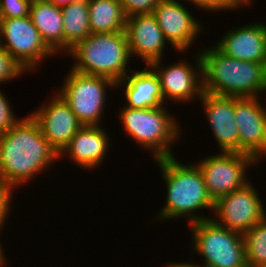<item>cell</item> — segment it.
Masks as SVG:
<instances>
[{
  "mask_svg": "<svg viewBox=\"0 0 266 267\" xmlns=\"http://www.w3.org/2000/svg\"><path fill=\"white\" fill-rule=\"evenodd\" d=\"M57 159L58 152L30 114L0 134V178L13 188L31 180Z\"/></svg>",
  "mask_w": 266,
  "mask_h": 267,
  "instance_id": "cell-1",
  "label": "cell"
},
{
  "mask_svg": "<svg viewBox=\"0 0 266 267\" xmlns=\"http://www.w3.org/2000/svg\"><path fill=\"white\" fill-rule=\"evenodd\" d=\"M200 53L203 92L237 98L266 92V63L237 60L215 46Z\"/></svg>",
  "mask_w": 266,
  "mask_h": 267,
  "instance_id": "cell-2",
  "label": "cell"
},
{
  "mask_svg": "<svg viewBox=\"0 0 266 267\" xmlns=\"http://www.w3.org/2000/svg\"><path fill=\"white\" fill-rule=\"evenodd\" d=\"M175 158L156 160L167 188L165 206L157 216L162 221L187 216L190 224L211 219L196 214L198 209H214V202L207 193L199 167L196 164L183 165Z\"/></svg>",
  "mask_w": 266,
  "mask_h": 267,
  "instance_id": "cell-3",
  "label": "cell"
},
{
  "mask_svg": "<svg viewBox=\"0 0 266 267\" xmlns=\"http://www.w3.org/2000/svg\"><path fill=\"white\" fill-rule=\"evenodd\" d=\"M67 54L77 60L72 70L79 73L106 77L115 83L128 74L131 55L125 31L92 33Z\"/></svg>",
  "mask_w": 266,
  "mask_h": 267,
  "instance_id": "cell-4",
  "label": "cell"
},
{
  "mask_svg": "<svg viewBox=\"0 0 266 267\" xmlns=\"http://www.w3.org/2000/svg\"><path fill=\"white\" fill-rule=\"evenodd\" d=\"M164 106L146 109L123 107L119 113L123 130L142 148L150 149L155 161L174 157L170 146L181 134L178 122Z\"/></svg>",
  "mask_w": 266,
  "mask_h": 267,
  "instance_id": "cell-5",
  "label": "cell"
},
{
  "mask_svg": "<svg viewBox=\"0 0 266 267\" xmlns=\"http://www.w3.org/2000/svg\"><path fill=\"white\" fill-rule=\"evenodd\" d=\"M190 225L193 250L205 259L202 267H248L243 234L222 227L212 219Z\"/></svg>",
  "mask_w": 266,
  "mask_h": 267,
  "instance_id": "cell-6",
  "label": "cell"
},
{
  "mask_svg": "<svg viewBox=\"0 0 266 267\" xmlns=\"http://www.w3.org/2000/svg\"><path fill=\"white\" fill-rule=\"evenodd\" d=\"M70 70L58 94L69 104L83 126H100L107 98L106 90L108 87L114 89L116 83L106 77Z\"/></svg>",
  "mask_w": 266,
  "mask_h": 267,
  "instance_id": "cell-7",
  "label": "cell"
},
{
  "mask_svg": "<svg viewBox=\"0 0 266 267\" xmlns=\"http://www.w3.org/2000/svg\"><path fill=\"white\" fill-rule=\"evenodd\" d=\"M0 46L24 72L35 71L41 63L40 60L54 54L42 41L30 16L0 19Z\"/></svg>",
  "mask_w": 266,
  "mask_h": 267,
  "instance_id": "cell-8",
  "label": "cell"
},
{
  "mask_svg": "<svg viewBox=\"0 0 266 267\" xmlns=\"http://www.w3.org/2000/svg\"><path fill=\"white\" fill-rule=\"evenodd\" d=\"M259 164L253 156L242 153L221 152L206 156L196 165L199 167L206 190L213 202L239 188L249 181L245 177L247 167Z\"/></svg>",
  "mask_w": 266,
  "mask_h": 267,
  "instance_id": "cell-9",
  "label": "cell"
},
{
  "mask_svg": "<svg viewBox=\"0 0 266 267\" xmlns=\"http://www.w3.org/2000/svg\"><path fill=\"white\" fill-rule=\"evenodd\" d=\"M254 186L248 182L214 202L216 224L231 231L244 234L265 216L266 210Z\"/></svg>",
  "mask_w": 266,
  "mask_h": 267,
  "instance_id": "cell-10",
  "label": "cell"
},
{
  "mask_svg": "<svg viewBox=\"0 0 266 267\" xmlns=\"http://www.w3.org/2000/svg\"><path fill=\"white\" fill-rule=\"evenodd\" d=\"M259 98L234 97L239 153L249 154L258 162L266 155V108L262 107Z\"/></svg>",
  "mask_w": 266,
  "mask_h": 267,
  "instance_id": "cell-11",
  "label": "cell"
},
{
  "mask_svg": "<svg viewBox=\"0 0 266 267\" xmlns=\"http://www.w3.org/2000/svg\"><path fill=\"white\" fill-rule=\"evenodd\" d=\"M196 57L198 70L194 69L188 62L184 60L161 67L162 60H157L149 66L155 71L160 80L163 99H171L173 101L183 102L194 100V97L199 100L203 93L202 88V63L200 54ZM199 71V72H197Z\"/></svg>",
  "mask_w": 266,
  "mask_h": 267,
  "instance_id": "cell-12",
  "label": "cell"
},
{
  "mask_svg": "<svg viewBox=\"0 0 266 267\" xmlns=\"http://www.w3.org/2000/svg\"><path fill=\"white\" fill-rule=\"evenodd\" d=\"M52 99L30 115L40 126L43 136L59 154L83 125L62 96L57 93Z\"/></svg>",
  "mask_w": 266,
  "mask_h": 267,
  "instance_id": "cell-13",
  "label": "cell"
},
{
  "mask_svg": "<svg viewBox=\"0 0 266 267\" xmlns=\"http://www.w3.org/2000/svg\"><path fill=\"white\" fill-rule=\"evenodd\" d=\"M152 14L167 43L170 42L175 51L186 52L202 28L197 19L177 0H161Z\"/></svg>",
  "mask_w": 266,
  "mask_h": 267,
  "instance_id": "cell-14",
  "label": "cell"
},
{
  "mask_svg": "<svg viewBox=\"0 0 266 267\" xmlns=\"http://www.w3.org/2000/svg\"><path fill=\"white\" fill-rule=\"evenodd\" d=\"M125 32L131 57H139L146 65L162 60L166 39L152 13L128 17Z\"/></svg>",
  "mask_w": 266,
  "mask_h": 267,
  "instance_id": "cell-15",
  "label": "cell"
},
{
  "mask_svg": "<svg viewBox=\"0 0 266 267\" xmlns=\"http://www.w3.org/2000/svg\"><path fill=\"white\" fill-rule=\"evenodd\" d=\"M200 99L221 151L239 153L238 126L234 118V97L203 92Z\"/></svg>",
  "mask_w": 266,
  "mask_h": 267,
  "instance_id": "cell-16",
  "label": "cell"
},
{
  "mask_svg": "<svg viewBox=\"0 0 266 267\" xmlns=\"http://www.w3.org/2000/svg\"><path fill=\"white\" fill-rule=\"evenodd\" d=\"M215 47L237 60L266 63V25L255 23L228 30Z\"/></svg>",
  "mask_w": 266,
  "mask_h": 267,
  "instance_id": "cell-17",
  "label": "cell"
},
{
  "mask_svg": "<svg viewBox=\"0 0 266 267\" xmlns=\"http://www.w3.org/2000/svg\"><path fill=\"white\" fill-rule=\"evenodd\" d=\"M109 143V136L101 125L82 126L59 153V157L68 153L66 156L80 168H97L109 151Z\"/></svg>",
  "mask_w": 266,
  "mask_h": 267,
  "instance_id": "cell-18",
  "label": "cell"
},
{
  "mask_svg": "<svg viewBox=\"0 0 266 267\" xmlns=\"http://www.w3.org/2000/svg\"><path fill=\"white\" fill-rule=\"evenodd\" d=\"M122 80L116 83L124 86L125 98L128 108H157L163 106L164 99L161 91L160 80L155 71L147 65L145 70H131Z\"/></svg>",
  "mask_w": 266,
  "mask_h": 267,
  "instance_id": "cell-19",
  "label": "cell"
},
{
  "mask_svg": "<svg viewBox=\"0 0 266 267\" xmlns=\"http://www.w3.org/2000/svg\"><path fill=\"white\" fill-rule=\"evenodd\" d=\"M29 16L46 46L54 54L62 53L64 33L61 8L46 0H32Z\"/></svg>",
  "mask_w": 266,
  "mask_h": 267,
  "instance_id": "cell-20",
  "label": "cell"
},
{
  "mask_svg": "<svg viewBox=\"0 0 266 267\" xmlns=\"http://www.w3.org/2000/svg\"><path fill=\"white\" fill-rule=\"evenodd\" d=\"M88 9L91 34L125 31L127 17L120 0H88Z\"/></svg>",
  "mask_w": 266,
  "mask_h": 267,
  "instance_id": "cell-21",
  "label": "cell"
},
{
  "mask_svg": "<svg viewBox=\"0 0 266 267\" xmlns=\"http://www.w3.org/2000/svg\"><path fill=\"white\" fill-rule=\"evenodd\" d=\"M63 15L64 50L68 53L78 42L91 34L88 0H76L61 8Z\"/></svg>",
  "mask_w": 266,
  "mask_h": 267,
  "instance_id": "cell-22",
  "label": "cell"
},
{
  "mask_svg": "<svg viewBox=\"0 0 266 267\" xmlns=\"http://www.w3.org/2000/svg\"><path fill=\"white\" fill-rule=\"evenodd\" d=\"M248 267L266 262V216L243 234Z\"/></svg>",
  "mask_w": 266,
  "mask_h": 267,
  "instance_id": "cell-23",
  "label": "cell"
},
{
  "mask_svg": "<svg viewBox=\"0 0 266 267\" xmlns=\"http://www.w3.org/2000/svg\"><path fill=\"white\" fill-rule=\"evenodd\" d=\"M32 0H0V19L29 16Z\"/></svg>",
  "mask_w": 266,
  "mask_h": 267,
  "instance_id": "cell-24",
  "label": "cell"
},
{
  "mask_svg": "<svg viewBox=\"0 0 266 267\" xmlns=\"http://www.w3.org/2000/svg\"><path fill=\"white\" fill-rule=\"evenodd\" d=\"M25 73L21 67L12 59L11 55L0 46V83H6L21 76L20 74Z\"/></svg>",
  "mask_w": 266,
  "mask_h": 267,
  "instance_id": "cell-25",
  "label": "cell"
},
{
  "mask_svg": "<svg viewBox=\"0 0 266 267\" xmlns=\"http://www.w3.org/2000/svg\"><path fill=\"white\" fill-rule=\"evenodd\" d=\"M161 0H120L126 17L137 14H150Z\"/></svg>",
  "mask_w": 266,
  "mask_h": 267,
  "instance_id": "cell-26",
  "label": "cell"
},
{
  "mask_svg": "<svg viewBox=\"0 0 266 267\" xmlns=\"http://www.w3.org/2000/svg\"><path fill=\"white\" fill-rule=\"evenodd\" d=\"M6 99L7 97L0 91V134L7 132L21 120L16 118L8 99Z\"/></svg>",
  "mask_w": 266,
  "mask_h": 267,
  "instance_id": "cell-27",
  "label": "cell"
},
{
  "mask_svg": "<svg viewBox=\"0 0 266 267\" xmlns=\"http://www.w3.org/2000/svg\"><path fill=\"white\" fill-rule=\"evenodd\" d=\"M13 187L0 178V231L10 213Z\"/></svg>",
  "mask_w": 266,
  "mask_h": 267,
  "instance_id": "cell-28",
  "label": "cell"
},
{
  "mask_svg": "<svg viewBox=\"0 0 266 267\" xmlns=\"http://www.w3.org/2000/svg\"><path fill=\"white\" fill-rule=\"evenodd\" d=\"M193 3L197 8L209 11L230 10L239 8L232 0H187Z\"/></svg>",
  "mask_w": 266,
  "mask_h": 267,
  "instance_id": "cell-29",
  "label": "cell"
},
{
  "mask_svg": "<svg viewBox=\"0 0 266 267\" xmlns=\"http://www.w3.org/2000/svg\"><path fill=\"white\" fill-rule=\"evenodd\" d=\"M166 267H202L201 265L198 266V264H192V263H185V262H173V263H168V265H166Z\"/></svg>",
  "mask_w": 266,
  "mask_h": 267,
  "instance_id": "cell-30",
  "label": "cell"
},
{
  "mask_svg": "<svg viewBox=\"0 0 266 267\" xmlns=\"http://www.w3.org/2000/svg\"><path fill=\"white\" fill-rule=\"evenodd\" d=\"M46 1L56 5L57 7L62 8V7L67 6L71 2H74L76 0H46Z\"/></svg>",
  "mask_w": 266,
  "mask_h": 267,
  "instance_id": "cell-31",
  "label": "cell"
},
{
  "mask_svg": "<svg viewBox=\"0 0 266 267\" xmlns=\"http://www.w3.org/2000/svg\"><path fill=\"white\" fill-rule=\"evenodd\" d=\"M238 7H242L243 4L246 6V5H251V0H232Z\"/></svg>",
  "mask_w": 266,
  "mask_h": 267,
  "instance_id": "cell-32",
  "label": "cell"
},
{
  "mask_svg": "<svg viewBox=\"0 0 266 267\" xmlns=\"http://www.w3.org/2000/svg\"><path fill=\"white\" fill-rule=\"evenodd\" d=\"M1 243V242H0ZM3 248H2V246H1V244H0V267H4V265L6 264L5 262H6V258H5V256H4V252H3V250H2Z\"/></svg>",
  "mask_w": 266,
  "mask_h": 267,
  "instance_id": "cell-33",
  "label": "cell"
},
{
  "mask_svg": "<svg viewBox=\"0 0 266 267\" xmlns=\"http://www.w3.org/2000/svg\"><path fill=\"white\" fill-rule=\"evenodd\" d=\"M255 267H266V262H265V263H262V264H260V265H257V266H255Z\"/></svg>",
  "mask_w": 266,
  "mask_h": 267,
  "instance_id": "cell-34",
  "label": "cell"
}]
</instances>
